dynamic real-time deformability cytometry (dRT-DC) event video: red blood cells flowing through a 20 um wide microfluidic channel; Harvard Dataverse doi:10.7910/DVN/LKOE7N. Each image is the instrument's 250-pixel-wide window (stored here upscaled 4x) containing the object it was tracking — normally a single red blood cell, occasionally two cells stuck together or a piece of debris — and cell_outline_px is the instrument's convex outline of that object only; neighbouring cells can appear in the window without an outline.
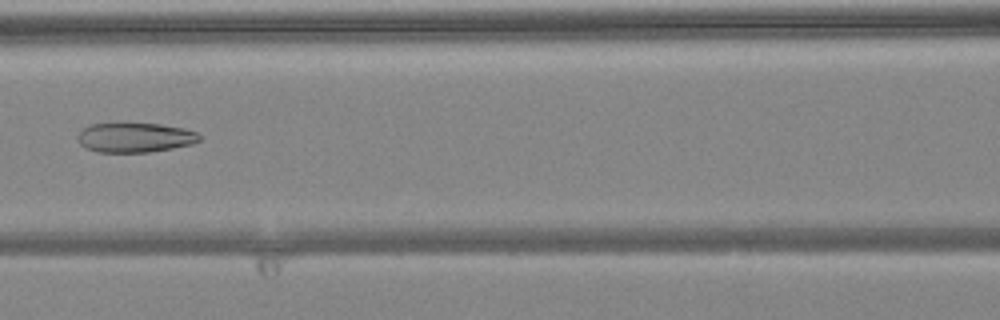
{"species": "common noctule bat (a hibernating species)", "species_latin": "Nyctalus noctula", "temperature_condition": "warm", "stored_images_in_passage": 7, "camera_frame_rate_fps": 3000, "um_per_image_px": 0.085, "animal": {"sex": "female", "body_mass_g": 24.6, "forearm_length_mm": 56.2}, "frame": {"image": 1, "passage_image": 7, "time_ms": 2.0, "image_size_px": [1000, 320], "cell_outline_px": [[200, 140], [192, 144], [172, 148], [148, 152], [96, 152], [84, 148], [80, 144], [76, 136], [84, 128], [92, 124], [116, 120], [160, 124], [184, 128], [196, 132], [200, 136]], "centroid_in_image_um": [11.41, 11.64], "position_along_channel_um": 155.2, "area_um2": 21.85}}